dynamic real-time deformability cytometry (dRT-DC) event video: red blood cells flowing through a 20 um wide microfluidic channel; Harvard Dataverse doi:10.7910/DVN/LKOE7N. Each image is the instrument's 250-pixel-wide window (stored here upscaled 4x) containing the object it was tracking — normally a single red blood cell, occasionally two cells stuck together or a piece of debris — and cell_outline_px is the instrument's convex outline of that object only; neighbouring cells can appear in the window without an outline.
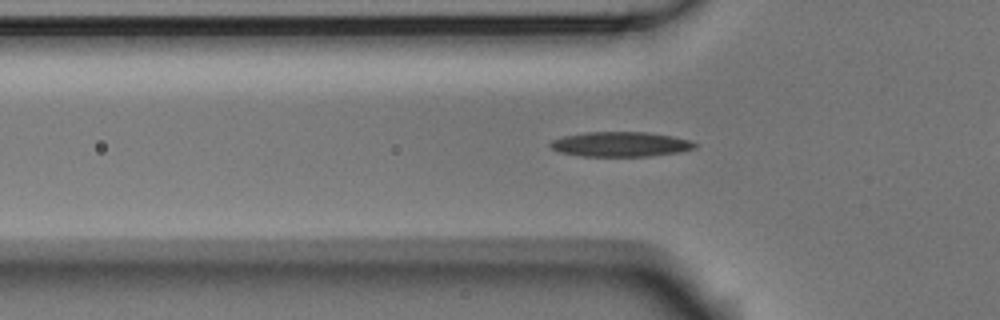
{"species": "Egyptian fruit bat (a non-hibernating species)", "species_latin": "Rousettus aegyptiacus", "temperature_condition": "room temperature", "stored_images_in_passage": 34, "camera_frame_rate_fps": 3000, "um_per_image_px": 0.085, "animal": {"sex": "male"}, "frame": {"image": 1, "passage_image": 7, "time_ms": 2.0, "image_size_px": [1000, 320], "cell_outline_px": [[700, 144], [696, 148], [680, 152], [648, 156], [580, 156], [560, 152], [552, 148], [548, 144], [552, 140], [564, 136], [584, 132], [648, 132], [672, 136], [692, 140]], "centroid_in_image_um": [52.79, 12.26], "position_along_channel_um": 73.0, "area_um2": 21.1}}
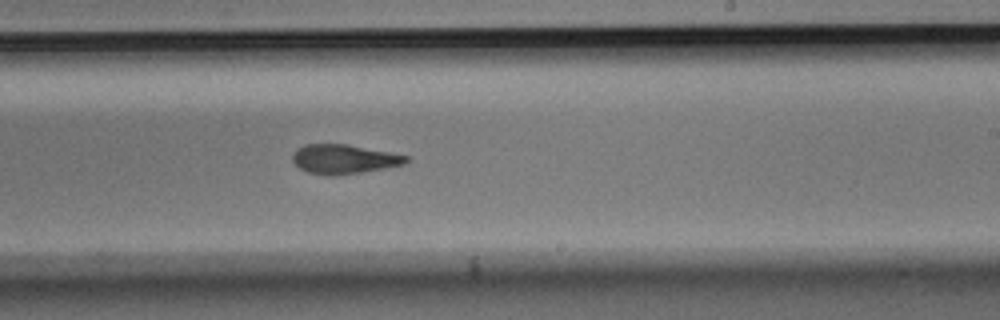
{"frame": {"image": 2, "passage_image": 22, "time_ms": 7.0, "image_size_px": [1000, 320], "cell_outline_px": [[408, 160], [404, 164], [384, 168], [336, 176], [324, 176], [308, 172], [300, 168], [292, 160], [292, 156], [296, 148], [304, 144], [344, 144], [388, 152], [408, 156]], "centroid_in_image_um": [29.17, 13.53], "position_along_channel_um": 259.8, "area_um2": 19.25}}
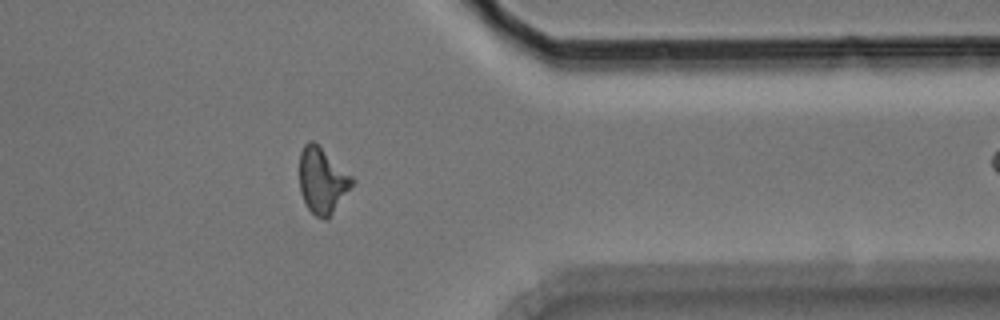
{"frame": {"image": 3, "passage_image": 33, "time_ms": 10.667, "image_size_px": [1000, 320], "cell_outline_px": [[356, 180], [328, 220], [324, 220], [316, 216], [308, 208], [300, 192], [300, 152], [304, 144], [308, 140], [312, 140], [352, 176]], "centroid_in_image_um": [27.39, 15.37], "position_along_channel_um": 384.0, "area_um2": 20.0}}